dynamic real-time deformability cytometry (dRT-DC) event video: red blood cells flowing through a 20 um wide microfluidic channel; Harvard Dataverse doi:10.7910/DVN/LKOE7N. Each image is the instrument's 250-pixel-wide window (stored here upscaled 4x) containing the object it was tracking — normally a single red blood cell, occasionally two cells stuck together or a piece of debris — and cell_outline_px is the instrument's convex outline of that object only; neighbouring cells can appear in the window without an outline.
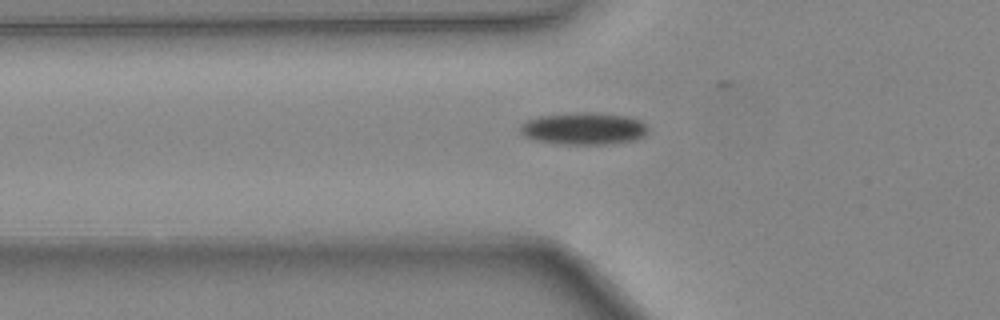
{"species": "common noctule bat (a hibernating species)", "species_latin": "Nyctalus noctula", "temperature_condition": "warm", "stored_images_in_passage": 26, "camera_frame_rate_fps": 3000, "um_per_image_px": 0.085, "animal": {"sex": "female", "body_mass_g": 24.6, "forearm_length_mm": 56.2}, "frame": {"image": 1, "passage_image": 4, "time_ms": 1.0, "image_size_px": [1000, 320], "cell_outline_px": [[648, 132], [644, 136], [636, 140], [608, 144], [556, 144], [532, 140], [524, 136], [520, 132], [520, 124], [528, 120], [540, 116], [572, 112], [592, 112], [628, 116], [640, 120], [648, 128]], "centroid_in_image_um": [49.6, 10.93], "position_along_channel_um": 76.2, "area_um2": 24.28}}
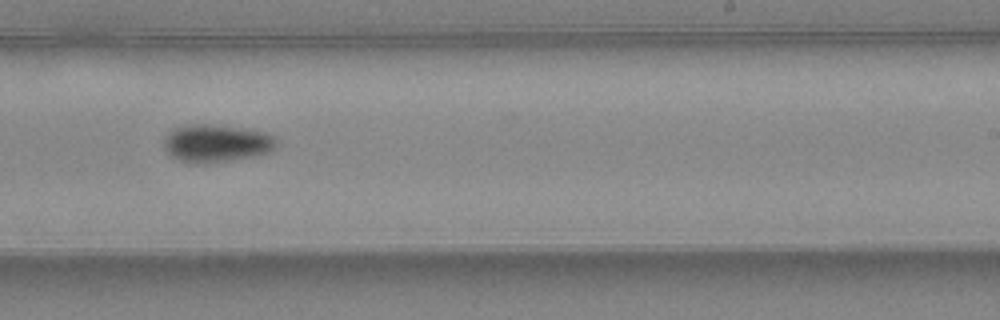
{"frame": {"image": 2, "passage_image": 17, "time_ms": 5.333, "image_size_px": [1000, 320], "cell_outline_px": [[276, 144], [268, 152], [252, 156], [204, 164], [192, 164], [176, 160], [164, 148], [164, 136], [172, 128], [184, 124], [212, 124], [252, 128], [268, 132], [276, 136]], "centroid_in_image_um": [18.36, 12.15], "position_along_channel_um": 270.6, "area_um2": 25.32}}
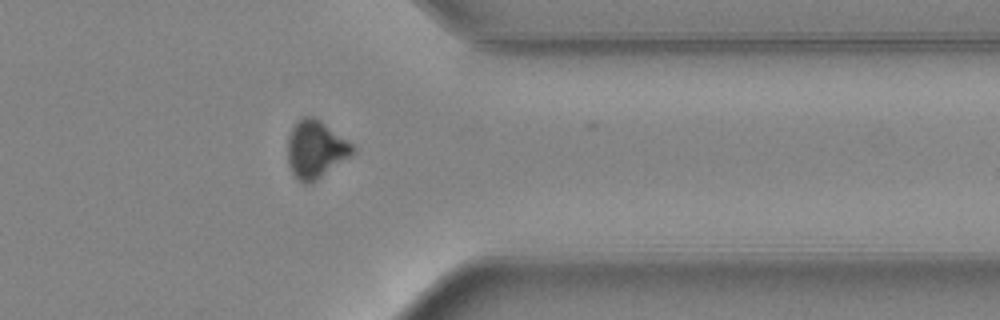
{"frame": {"image": 3, "passage_image": 25, "time_ms": 8.0, "image_size_px": [1000, 320], "cell_outline_px": [[356, 152], [312, 184], [304, 184], [296, 180], [288, 164], [288, 140], [292, 128], [304, 116], [312, 116], [320, 120], [352, 144], [356, 148]], "centroid_in_image_um": [26.83, 12.74], "position_along_channel_um": 384.6, "area_um2": 21.79}, "authors_computed_cell_mechanics": {"area_um2": 23.9292, "velocity_mm_per_s": 4.4782, "shape_relaxation_time_tau1_ms": 2.5865, "shape_relaxation_time_tau2_ms": null, "deformation_change_tau1": 0.1026, "deformation_change_tau2": null}}